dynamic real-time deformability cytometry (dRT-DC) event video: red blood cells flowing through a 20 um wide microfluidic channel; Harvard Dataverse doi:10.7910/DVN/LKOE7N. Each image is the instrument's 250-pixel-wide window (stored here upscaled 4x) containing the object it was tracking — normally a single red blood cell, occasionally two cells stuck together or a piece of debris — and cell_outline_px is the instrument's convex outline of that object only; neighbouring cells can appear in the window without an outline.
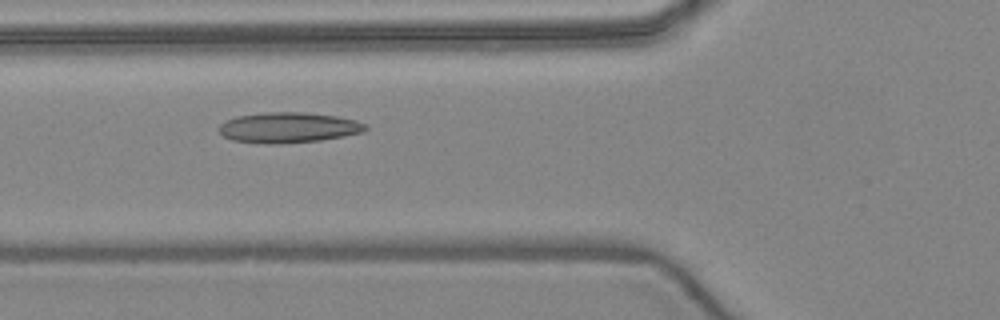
{"species": "common noctule bat (a hibernating species)", "species_latin": "Nyctalus noctula", "temperature_condition": "warm", "stored_images_in_passage": 8, "camera_frame_rate_fps": 3000, "um_per_image_px": 0.085, "animal": {"sex": "female", "body_mass_g": 24.6, "forearm_length_mm": 56.2}, "frame": {"image": 1, "passage_image": 6, "time_ms": 5.667, "image_size_px": [1000, 320], "cell_outline_px": [[368, 128], [364, 132], [344, 136], [320, 140], [280, 144], [264, 144], [232, 140], [224, 136], [220, 132], [220, 124], [236, 116], [264, 112], [304, 112], [336, 116], [356, 120], [364, 124]], "centroid_in_image_um": [24.52, 10.84], "position_along_channel_um": 101.3, "area_um2": 26.01}}
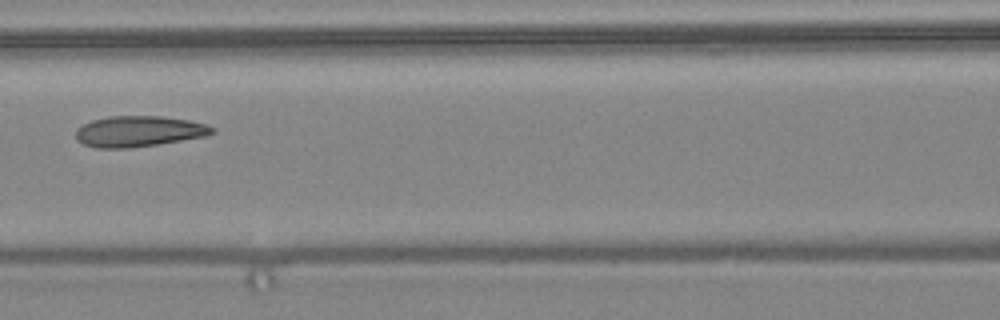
{"frame": {"image": 2, "passage_image": 7, "time_ms": 7.0, "image_size_px": [1000, 320], "cell_outline_px": [[216, 132], [204, 136], [156, 144], [128, 148], [96, 148], [84, 144], [76, 140], [76, 128], [92, 120], [112, 116], [160, 116], [188, 120], [208, 124], [216, 128]], "centroid_in_image_um": [11.8, 11.16], "position_along_channel_um": 154.8, "area_um2": 24.39}}
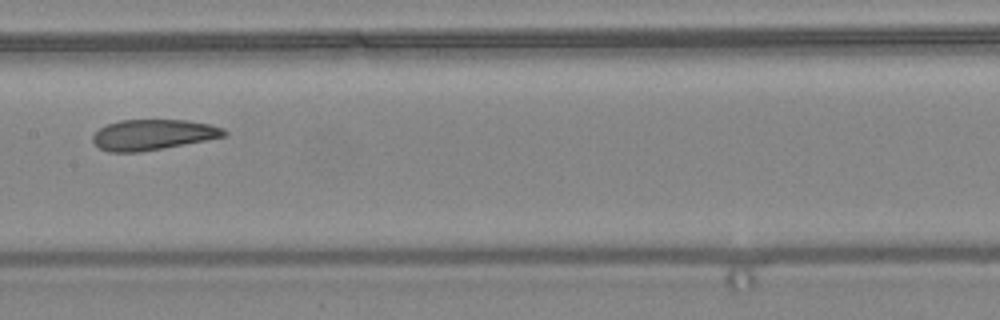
{"frame": {"image": 3, "passage_image": 8, "time_ms": 8.0, "image_size_px": [1000, 320], "cell_outline_px": [[228, 132], [224, 136], [164, 148], [140, 152], [108, 152], [100, 148], [92, 140], [92, 136], [100, 128], [108, 124], [120, 120], [188, 120], [208, 124], [224, 128]], "centroid_in_image_um": [12.98, 11.45], "position_along_channel_um": 194.4, "area_um2": 23.18}}